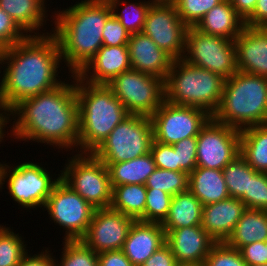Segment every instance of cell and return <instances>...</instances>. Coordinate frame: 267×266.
Here are the masks:
<instances>
[{
  "instance_id": "cell-1",
  "label": "cell",
  "mask_w": 267,
  "mask_h": 266,
  "mask_svg": "<svg viewBox=\"0 0 267 266\" xmlns=\"http://www.w3.org/2000/svg\"><path fill=\"white\" fill-rule=\"evenodd\" d=\"M61 53L52 32L28 36L3 49L6 64L0 82V101L11 110L20 101L51 91L63 82L56 77Z\"/></svg>"
},
{
  "instance_id": "cell-2",
  "label": "cell",
  "mask_w": 267,
  "mask_h": 266,
  "mask_svg": "<svg viewBox=\"0 0 267 266\" xmlns=\"http://www.w3.org/2000/svg\"><path fill=\"white\" fill-rule=\"evenodd\" d=\"M72 82H63L51 91L16 104L10 110V114L15 115L13 119L18 116L11 126V136L59 146L58 149L78 148V102L75 81Z\"/></svg>"
},
{
  "instance_id": "cell-3",
  "label": "cell",
  "mask_w": 267,
  "mask_h": 266,
  "mask_svg": "<svg viewBox=\"0 0 267 266\" xmlns=\"http://www.w3.org/2000/svg\"><path fill=\"white\" fill-rule=\"evenodd\" d=\"M57 13V14H56ZM55 30L61 58L78 75L103 46L102 32L112 9L107 0H82L56 12Z\"/></svg>"
},
{
  "instance_id": "cell-4",
  "label": "cell",
  "mask_w": 267,
  "mask_h": 266,
  "mask_svg": "<svg viewBox=\"0 0 267 266\" xmlns=\"http://www.w3.org/2000/svg\"><path fill=\"white\" fill-rule=\"evenodd\" d=\"M71 76L76 82L79 153H93L129 113L106 84H91L78 75Z\"/></svg>"
},
{
  "instance_id": "cell-5",
  "label": "cell",
  "mask_w": 267,
  "mask_h": 266,
  "mask_svg": "<svg viewBox=\"0 0 267 266\" xmlns=\"http://www.w3.org/2000/svg\"><path fill=\"white\" fill-rule=\"evenodd\" d=\"M212 118L239 131L267 124V78L237 71L225 79L221 103Z\"/></svg>"
},
{
  "instance_id": "cell-6",
  "label": "cell",
  "mask_w": 267,
  "mask_h": 266,
  "mask_svg": "<svg viewBox=\"0 0 267 266\" xmlns=\"http://www.w3.org/2000/svg\"><path fill=\"white\" fill-rule=\"evenodd\" d=\"M225 78L175 59L164 81L165 100L175 105L202 108L209 115L218 109Z\"/></svg>"
},
{
  "instance_id": "cell-7",
  "label": "cell",
  "mask_w": 267,
  "mask_h": 266,
  "mask_svg": "<svg viewBox=\"0 0 267 266\" xmlns=\"http://www.w3.org/2000/svg\"><path fill=\"white\" fill-rule=\"evenodd\" d=\"M153 140L151 118L129 114L92 154L103 163L129 161L149 153Z\"/></svg>"
},
{
  "instance_id": "cell-8",
  "label": "cell",
  "mask_w": 267,
  "mask_h": 266,
  "mask_svg": "<svg viewBox=\"0 0 267 266\" xmlns=\"http://www.w3.org/2000/svg\"><path fill=\"white\" fill-rule=\"evenodd\" d=\"M68 162L61 180L94 208H109L113 188L107 166L92 153H78Z\"/></svg>"
},
{
  "instance_id": "cell-9",
  "label": "cell",
  "mask_w": 267,
  "mask_h": 266,
  "mask_svg": "<svg viewBox=\"0 0 267 266\" xmlns=\"http://www.w3.org/2000/svg\"><path fill=\"white\" fill-rule=\"evenodd\" d=\"M184 52L182 59L186 62L225 79L238 71L234 40L206 34L191 26L187 30Z\"/></svg>"
},
{
  "instance_id": "cell-10",
  "label": "cell",
  "mask_w": 267,
  "mask_h": 266,
  "mask_svg": "<svg viewBox=\"0 0 267 266\" xmlns=\"http://www.w3.org/2000/svg\"><path fill=\"white\" fill-rule=\"evenodd\" d=\"M129 114L150 117L165 100L164 80L130 69L106 84Z\"/></svg>"
},
{
  "instance_id": "cell-11",
  "label": "cell",
  "mask_w": 267,
  "mask_h": 266,
  "mask_svg": "<svg viewBox=\"0 0 267 266\" xmlns=\"http://www.w3.org/2000/svg\"><path fill=\"white\" fill-rule=\"evenodd\" d=\"M9 167L0 163V189L7 181L10 196L23 208L44 207L53 188L61 180L60 174L52 179L49 172L37 163L24 162L13 169Z\"/></svg>"
},
{
  "instance_id": "cell-12",
  "label": "cell",
  "mask_w": 267,
  "mask_h": 266,
  "mask_svg": "<svg viewBox=\"0 0 267 266\" xmlns=\"http://www.w3.org/2000/svg\"><path fill=\"white\" fill-rule=\"evenodd\" d=\"M45 208L51 220L66 230L63 240H81L96 209L62 180L53 188Z\"/></svg>"
},
{
  "instance_id": "cell-13",
  "label": "cell",
  "mask_w": 267,
  "mask_h": 266,
  "mask_svg": "<svg viewBox=\"0 0 267 266\" xmlns=\"http://www.w3.org/2000/svg\"><path fill=\"white\" fill-rule=\"evenodd\" d=\"M212 116L193 106L175 105L166 100L150 116L154 141L174 145L189 137H197Z\"/></svg>"
},
{
  "instance_id": "cell-14",
  "label": "cell",
  "mask_w": 267,
  "mask_h": 266,
  "mask_svg": "<svg viewBox=\"0 0 267 266\" xmlns=\"http://www.w3.org/2000/svg\"><path fill=\"white\" fill-rule=\"evenodd\" d=\"M196 153L197 167L223 170L240 154V131L211 117L199 131Z\"/></svg>"
},
{
  "instance_id": "cell-15",
  "label": "cell",
  "mask_w": 267,
  "mask_h": 266,
  "mask_svg": "<svg viewBox=\"0 0 267 266\" xmlns=\"http://www.w3.org/2000/svg\"><path fill=\"white\" fill-rule=\"evenodd\" d=\"M188 26L174 4H151L143 33L174 59L183 58Z\"/></svg>"
},
{
  "instance_id": "cell-16",
  "label": "cell",
  "mask_w": 267,
  "mask_h": 266,
  "mask_svg": "<svg viewBox=\"0 0 267 266\" xmlns=\"http://www.w3.org/2000/svg\"><path fill=\"white\" fill-rule=\"evenodd\" d=\"M134 221V218L111 207L95 209L88 230L81 240L97 254L122 250Z\"/></svg>"
},
{
  "instance_id": "cell-17",
  "label": "cell",
  "mask_w": 267,
  "mask_h": 266,
  "mask_svg": "<svg viewBox=\"0 0 267 266\" xmlns=\"http://www.w3.org/2000/svg\"><path fill=\"white\" fill-rule=\"evenodd\" d=\"M166 244L179 265L203 266L216 241L201 225L178 228L165 232Z\"/></svg>"
},
{
  "instance_id": "cell-18",
  "label": "cell",
  "mask_w": 267,
  "mask_h": 266,
  "mask_svg": "<svg viewBox=\"0 0 267 266\" xmlns=\"http://www.w3.org/2000/svg\"><path fill=\"white\" fill-rule=\"evenodd\" d=\"M234 42L238 71L267 78V28L245 26Z\"/></svg>"
},
{
  "instance_id": "cell-19",
  "label": "cell",
  "mask_w": 267,
  "mask_h": 266,
  "mask_svg": "<svg viewBox=\"0 0 267 266\" xmlns=\"http://www.w3.org/2000/svg\"><path fill=\"white\" fill-rule=\"evenodd\" d=\"M131 69L162 78L164 81L175 60L143 32L130 34L127 43Z\"/></svg>"
},
{
  "instance_id": "cell-20",
  "label": "cell",
  "mask_w": 267,
  "mask_h": 266,
  "mask_svg": "<svg viewBox=\"0 0 267 266\" xmlns=\"http://www.w3.org/2000/svg\"><path fill=\"white\" fill-rule=\"evenodd\" d=\"M130 69L131 63L127 45H103L78 76L87 83L107 84L114 77Z\"/></svg>"
},
{
  "instance_id": "cell-21",
  "label": "cell",
  "mask_w": 267,
  "mask_h": 266,
  "mask_svg": "<svg viewBox=\"0 0 267 266\" xmlns=\"http://www.w3.org/2000/svg\"><path fill=\"white\" fill-rule=\"evenodd\" d=\"M165 242L166 234L161 223L135 220L122 251L134 266H141Z\"/></svg>"
},
{
  "instance_id": "cell-22",
  "label": "cell",
  "mask_w": 267,
  "mask_h": 266,
  "mask_svg": "<svg viewBox=\"0 0 267 266\" xmlns=\"http://www.w3.org/2000/svg\"><path fill=\"white\" fill-rule=\"evenodd\" d=\"M246 209L242 200L234 197L207 204L201 226L216 242H225Z\"/></svg>"
},
{
  "instance_id": "cell-23",
  "label": "cell",
  "mask_w": 267,
  "mask_h": 266,
  "mask_svg": "<svg viewBox=\"0 0 267 266\" xmlns=\"http://www.w3.org/2000/svg\"><path fill=\"white\" fill-rule=\"evenodd\" d=\"M203 33L235 40L245 27L244 19L229 0H223L194 26Z\"/></svg>"
},
{
  "instance_id": "cell-24",
  "label": "cell",
  "mask_w": 267,
  "mask_h": 266,
  "mask_svg": "<svg viewBox=\"0 0 267 266\" xmlns=\"http://www.w3.org/2000/svg\"><path fill=\"white\" fill-rule=\"evenodd\" d=\"M188 189L200 200L202 206L229 198L223 171L196 167L190 174Z\"/></svg>"
},
{
  "instance_id": "cell-25",
  "label": "cell",
  "mask_w": 267,
  "mask_h": 266,
  "mask_svg": "<svg viewBox=\"0 0 267 266\" xmlns=\"http://www.w3.org/2000/svg\"><path fill=\"white\" fill-rule=\"evenodd\" d=\"M203 206L188 189L172 197L166 219L161 223L165 232L202 224Z\"/></svg>"
},
{
  "instance_id": "cell-26",
  "label": "cell",
  "mask_w": 267,
  "mask_h": 266,
  "mask_svg": "<svg viewBox=\"0 0 267 266\" xmlns=\"http://www.w3.org/2000/svg\"><path fill=\"white\" fill-rule=\"evenodd\" d=\"M267 240V211L246 209L225 243L237 250Z\"/></svg>"
},
{
  "instance_id": "cell-27",
  "label": "cell",
  "mask_w": 267,
  "mask_h": 266,
  "mask_svg": "<svg viewBox=\"0 0 267 266\" xmlns=\"http://www.w3.org/2000/svg\"><path fill=\"white\" fill-rule=\"evenodd\" d=\"M44 3L45 0H0V8L16 22L25 34L32 36V33H35L39 36V32L36 33L35 30L41 29L47 17Z\"/></svg>"
},
{
  "instance_id": "cell-28",
  "label": "cell",
  "mask_w": 267,
  "mask_h": 266,
  "mask_svg": "<svg viewBox=\"0 0 267 266\" xmlns=\"http://www.w3.org/2000/svg\"><path fill=\"white\" fill-rule=\"evenodd\" d=\"M104 164L107 166L112 188L124 184L145 185L147 178L156 169L150 152L129 161Z\"/></svg>"
},
{
  "instance_id": "cell-29",
  "label": "cell",
  "mask_w": 267,
  "mask_h": 266,
  "mask_svg": "<svg viewBox=\"0 0 267 266\" xmlns=\"http://www.w3.org/2000/svg\"><path fill=\"white\" fill-rule=\"evenodd\" d=\"M240 155L255 171L267 173V124L240 131Z\"/></svg>"
},
{
  "instance_id": "cell-30",
  "label": "cell",
  "mask_w": 267,
  "mask_h": 266,
  "mask_svg": "<svg viewBox=\"0 0 267 266\" xmlns=\"http://www.w3.org/2000/svg\"><path fill=\"white\" fill-rule=\"evenodd\" d=\"M146 205V186L142 184H124L114 186L111 208L144 222Z\"/></svg>"
},
{
  "instance_id": "cell-31",
  "label": "cell",
  "mask_w": 267,
  "mask_h": 266,
  "mask_svg": "<svg viewBox=\"0 0 267 266\" xmlns=\"http://www.w3.org/2000/svg\"><path fill=\"white\" fill-rule=\"evenodd\" d=\"M222 171L229 196L238 199L248 192L249 176L257 173L240 154Z\"/></svg>"
},
{
  "instance_id": "cell-32",
  "label": "cell",
  "mask_w": 267,
  "mask_h": 266,
  "mask_svg": "<svg viewBox=\"0 0 267 266\" xmlns=\"http://www.w3.org/2000/svg\"><path fill=\"white\" fill-rule=\"evenodd\" d=\"M111 6L112 14L120 21L125 29L130 33H141L144 29L147 13L151 3L149 1L139 3H127L121 0H107ZM121 1V2H120ZM120 3V4H119ZM124 4L121 13L116 10L118 5Z\"/></svg>"
},
{
  "instance_id": "cell-33",
  "label": "cell",
  "mask_w": 267,
  "mask_h": 266,
  "mask_svg": "<svg viewBox=\"0 0 267 266\" xmlns=\"http://www.w3.org/2000/svg\"><path fill=\"white\" fill-rule=\"evenodd\" d=\"M188 180L189 175L186 172L156 168L147 178L145 186L174 196L188 190Z\"/></svg>"
},
{
  "instance_id": "cell-34",
  "label": "cell",
  "mask_w": 267,
  "mask_h": 266,
  "mask_svg": "<svg viewBox=\"0 0 267 266\" xmlns=\"http://www.w3.org/2000/svg\"><path fill=\"white\" fill-rule=\"evenodd\" d=\"M0 225V266H18L28 253L22 237Z\"/></svg>"
},
{
  "instance_id": "cell-35",
  "label": "cell",
  "mask_w": 267,
  "mask_h": 266,
  "mask_svg": "<svg viewBox=\"0 0 267 266\" xmlns=\"http://www.w3.org/2000/svg\"><path fill=\"white\" fill-rule=\"evenodd\" d=\"M60 264L55 266H98V254L82 240H65Z\"/></svg>"
},
{
  "instance_id": "cell-36",
  "label": "cell",
  "mask_w": 267,
  "mask_h": 266,
  "mask_svg": "<svg viewBox=\"0 0 267 266\" xmlns=\"http://www.w3.org/2000/svg\"><path fill=\"white\" fill-rule=\"evenodd\" d=\"M172 197L160 189L146 188L144 222L162 223L168 215Z\"/></svg>"
},
{
  "instance_id": "cell-37",
  "label": "cell",
  "mask_w": 267,
  "mask_h": 266,
  "mask_svg": "<svg viewBox=\"0 0 267 266\" xmlns=\"http://www.w3.org/2000/svg\"><path fill=\"white\" fill-rule=\"evenodd\" d=\"M223 0H176L179 18L188 26H195L200 19Z\"/></svg>"
},
{
  "instance_id": "cell-38",
  "label": "cell",
  "mask_w": 267,
  "mask_h": 266,
  "mask_svg": "<svg viewBox=\"0 0 267 266\" xmlns=\"http://www.w3.org/2000/svg\"><path fill=\"white\" fill-rule=\"evenodd\" d=\"M241 200L247 209L267 211V173L249 176L248 192Z\"/></svg>"
},
{
  "instance_id": "cell-39",
  "label": "cell",
  "mask_w": 267,
  "mask_h": 266,
  "mask_svg": "<svg viewBox=\"0 0 267 266\" xmlns=\"http://www.w3.org/2000/svg\"><path fill=\"white\" fill-rule=\"evenodd\" d=\"M203 266H247L239 250L228 246L225 242H216Z\"/></svg>"
},
{
  "instance_id": "cell-40",
  "label": "cell",
  "mask_w": 267,
  "mask_h": 266,
  "mask_svg": "<svg viewBox=\"0 0 267 266\" xmlns=\"http://www.w3.org/2000/svg\"><path fill=\"white\" fill-rule=\"evenodd\" d=\"M177 152L178 172L188 175L197 167V137L185 138L173 145Z\"/></svg>"
},
{
  "instance_id": "cell-41",
  "label": "cell",
  "mask_w": 267,
  "mask_h": 266,
  "mask_svg": "<svg viewBox=\"0 0 267 266\" xmlns=\"http://www.w3.org/2000/svg\"><path fill=\"white\" fill-rule=\"evenodd\" d=\"M16 24V22L0 8V48L5 49L26 39L29 35Z\"/></svg>"
},
{
  "instance_id": "cell-42",
  "label": "cell",
  "mask_w": 267,
  "mask_h": 266,
  "mask_svg": "<svg viewBox=\"0 0 267 266\" xmlns=\"http://www.w3.org/2000/svg\"><path fill=\"white\" fill-rule=\"evenodd\" d=\"M130 33L120 23V21L112 14L106 21L102 40L105 46L127 45Z\"/></svg>"
},
{
  "instance_id": "cell-43",
  "label": "cell",
  "mask_w": 267,
  "mask_h": 266,
  "mask_svg": "<svg viewBox=\"0 0 267 266\" xmlns=\"http://www.w3.org/2000/svg\"><path fill=\"white\" fill-rule=\"evenodd\" d=\"M150 153L156 168L178 171L177 152H175L173 145L163 144L153 140Z\"/></svg>"
},
{
  "instance_id": "cell-44",
  "label": "cell",
  "mask_w": 267,
  "mask_h": 266,
  "mask_svg": "<svg viewBox=\"0 0 267 266\" xmlns=\"http://www.w3.org/2000/svg\"><path fill=\"white\" fill-rule=\"evenodd\" d=\"M239 252L247 266L267 264L265 242L259 241L245 245L239 249Z\"/></svg>"
},
{
  "instance_id": "cell-45",
  "label": "cell",
  "mask_w": 267,
  "mask_h": 266,
  "mask_svg": "<svg viewBox=\"0 0 267 266\" xmlns=\"http://www.w3.org/2000/svg\"><path fill=\"white\" fill-rule=\"evenodd\" d=\"M141 266H179L172 250L165 243L156 250Z\"/></svg>"
},
{
  "instance_id": "cell-46",
  "label": "cell",
  "mask_w": 267,
  "mask_h": 266,
  "mask_svg": "<svg viewBox=\"0 0 267 266\" xmlns=\"http://www.w3.org/2000/svg\"><path fill=\"white\" fill-rule=\"evenodd\" d=\"M98 266H134L122 250L106 251L98 254Z\"/></svg>"
},
{
  "instance_id": "cell-47",
  "label": "cell",
  "mask_w": 267,
  "mask_h": 266,
  "mask_svg": "<svg viewBox=\"0 0 267 266\" xmlns=\"http://www.w3.org/2000/svg\"><path fill=\"white\" fill-rule=\"evenodd\" d=\"M245 26L267 28V0H257L253 13L245 20Z\"/></svg>"
},
{
  "instance_id": "cell-48",
  "label": "cell",
  "mask_w": 267,
  "mask_h": 266,
  "mask_svg": "<svg viewBox=\"0 0 267 266\" xmlns=\"http://www.w3.org/2000/svg\"><path fill=\"white\" fill-rule=\"evenodd\" d=\"M50 251L45 250L40 254H35L31 256L26 253L22 258L18 266H55L56 260L55 257L51 256Z\"/></svg>"
},
{
  "instance_id": "cell-49",
  "label": "cell",
  "mask_w": 267,
  "mask_h": 266,
  "mask_svg": "<svg viewBox=\"0 0 267 266\" xmlns=\"http://www.w3.org/2000/svg\"><path fill=\"white\" fill-rule=\"evenodd\" d=\"M244 21L253 13L257 0H229Z\"/></svg>"
},
{
  "instance_id": "cell-50",
  "label": "cell",
  "mask_w": 267,
  "mask_h": 266,
  "mask_svg": "<svg viewBox=\"0 0 267 266\" xmlns=\"http://www.w3.org/2000/svg\"><path fill=\"white\" fill-rule=\"evenodd\" d=\"M0 142H2L3 140V137H4V131L3 130L5 128V125L8 124L9 121L7 120H10V110L7 108V106L2 102L0 101ZM4 110V111H3ZM1 111L4 113H1ZM8 113V114H7ZM5 115V116H4Z\"/></svg>"
},
{
  "instance_id": "cell-51",
  "label": "cell",
  "mask_w": 267,
  "mask_h": 266,
  "mask_svg": "<svg viewBox=\"0 0 267 266\" xmlns=\"http://www.w3.org/2000/svg\"><path fill=\"white\" fill-rule=\"evenodd\" d=\"M151 4H175L176 0H150Z\"/></svg>"
},
{
  "instance_id": "cell-52",
  "label": "cell",
  "mask_w": 267,
  "mask_h": 266,
  "mask_svg": "<svg viewBox=\"0 0 267 266\" xmlns=\"http://www.w3.org/2000/svg\"><path fill=\"white\" fill-rule=\"evenodd\" d=\"M3 62V54H0V65H2Z\"/></svg>"
},
{
  "instance_id": "cell-53",
  "label": "cell",
  "mask_w": 267,
  "mask_h": 266,
  "mask_svg": "<svg viewBox=\"0 0 267 266\" xmlns=\"http://www.w3.org/2000/svg\"><path fill=\"white\" fill-rule=\"evenodd\" d=\"M251 266H267V264H262V265H251Z\"/></svg>"
},
{
  "instance_id": "cell-54",
  "label": "cell",
  "mask_w": 267,
  "mask_h": 266,
  "mask_svg": "<svg viewBox=\"0 0 267 266\" xmlns=\"http://www.w3.org/2000/svg\"><path fill=\"white\" fill-rule=\"evenodd\" d=\"M179 266H198V265H179Z\"/></svg>"
},
{
  "instance_id": "cell-55",
  "label": "cell",
  "mask_w": 267,
  "mask_h": 266,
  "mask_svg": "<svg viewBox=\"0 0 267 266\" xmlns=\"http://www.w3.org/2000/svg\"><path fill=\"white\" fill-rule=\"evenodd\" d=\"M0 54H3V49L0 48Z\"/></svg>"
}]
</instances>
